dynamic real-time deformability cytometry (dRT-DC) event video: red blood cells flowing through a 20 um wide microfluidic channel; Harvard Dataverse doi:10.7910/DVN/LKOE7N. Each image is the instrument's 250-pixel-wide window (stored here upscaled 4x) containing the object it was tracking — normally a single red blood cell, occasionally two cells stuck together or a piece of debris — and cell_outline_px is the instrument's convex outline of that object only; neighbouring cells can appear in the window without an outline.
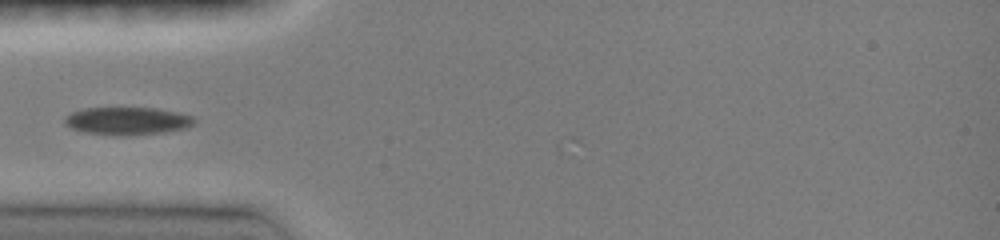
{"species": "common noctule bat (a hibernating species)", "species_latin": "Nyctalus noctula", "temperature_condition": "room temperature", "stored_images_in_passage": 30, "camera_frame_rate_fps": 3000, "um_per_image_px": 0.085, "animal": {"sex": "female", "body_mass_g": 19.0, "forearm_length_mm": 51.5}, "frame": {"image": 1, "passage_image": 6, "time_ms": 2.667, "image_size_px": [1000, 240], "cell_outline_px": [[196, 120], [192, 124], [184, 128], [164, 132], [120, 136], [84, 132], [72, 128], [64, 124], [64, 116], [72, 112], [84, 108], [156, 108], [176, 112], [192, 116]], "centroid_in_image_um": [10.78, 10.28], "position_along_channel_um": 74.2, "area_um2": 20.81}}
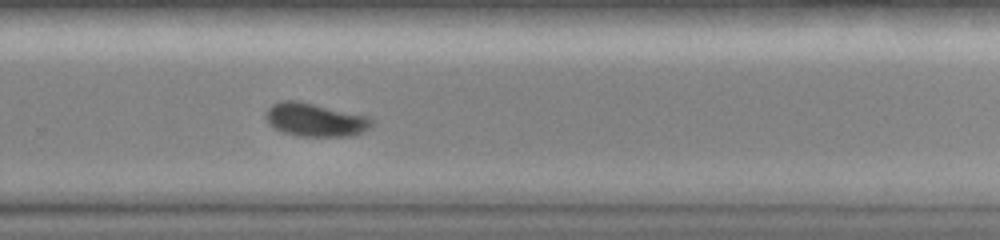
{"frame": {"image": 2, "passage_image": 20, "time_ms": 8.333, "image_size_px": [1000, 240], "cell_outline_px": [[376, 120], [364, 132], [348, 136], [300, 136], [284, 132], [268, 124], [264, 116], [264, 112], [272, 104], [280, 100], [300, 100], [368, 116]], "centroid_in_image_um": [26.78, 10.16], "position_along_channel_um": 303.0, "area_um2": 20.87}}
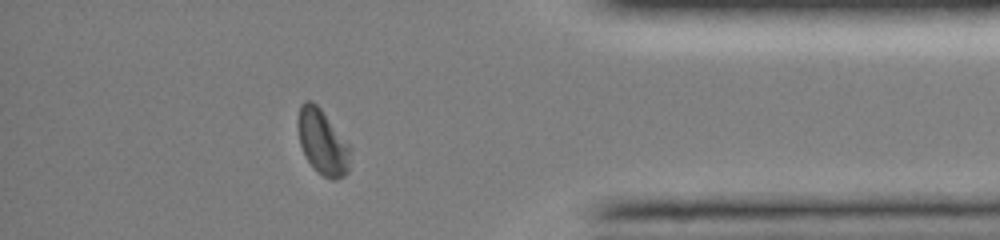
{"frame": {"image": 3, "passage_image": 26, "time_ms": 11.333, "image_size_px": [1000, 240], "cell_outline_px": [[352, 148], [348, 172], [344, 176], [336, 180], [332, 180], [324, 176], [312, 168], [300, 144], [296, 124], [296, 120], [300, 104], [304, 100], [312, 100], [320, 108]], "centroid_in_image_um": [27.4, 12.07], "position_along_channel_um": 407.8, "area_um2": 20.17}, "authors_computed_cell_mechanics": {"area_um2": 20.6346, "velocity_mm_per_s": 4.0395, "shape_relaxation_time_tau1_ms": 3.4552, "shape_relaxation_time_tau2_ms": 6.6311, "deformation_change_tau1": 0.1115, "deformation_change_tau2": 0.0643}}